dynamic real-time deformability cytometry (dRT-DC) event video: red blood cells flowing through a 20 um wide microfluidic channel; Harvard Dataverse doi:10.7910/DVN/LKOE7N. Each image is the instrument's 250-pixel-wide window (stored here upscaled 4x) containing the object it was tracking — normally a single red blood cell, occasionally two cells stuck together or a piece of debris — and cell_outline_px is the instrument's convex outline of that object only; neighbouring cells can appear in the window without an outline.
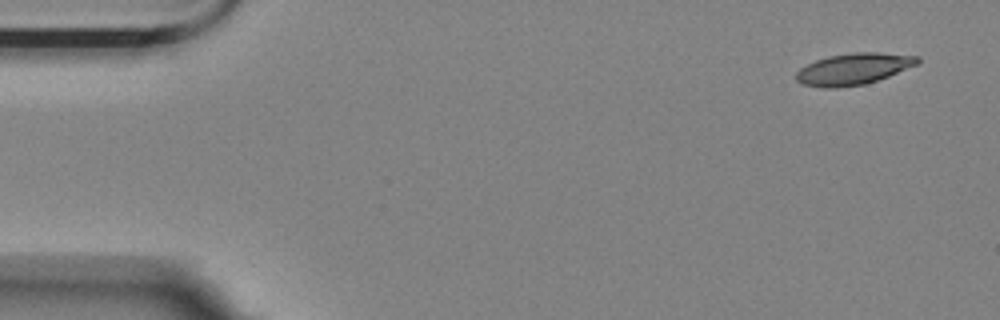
{"species": "Egyptian fruit bat (a non-hibernating species)", "species_latin": "Rousettus aegyptiacus", "temperature_condition": "room temperature", "stored_images_in_passage": 5, "segment_of_instrument_passage": [2, 2], "camera_frame_rate_fps": 3000, "um_per_image_px": 0.085, "animal": {"sex": "female"}, "frame": {"image": 1, "passage_image": 5, "time_ms": 1.333, "image_size_px": [1000, 320], "cell_outline_px": [[920, 64], [888, 76], [864, 84], [836, 88], [824, 88], [804, 84], [796, 80], [796, 72], [800, 68], [816, 60], [828, 56], [852, 52], [880, 52], [920, 56]], "centroid_in_image_um": [72.58, 5.84], "position_along_channel_um": 12.4, "area_um2": 22.31}}